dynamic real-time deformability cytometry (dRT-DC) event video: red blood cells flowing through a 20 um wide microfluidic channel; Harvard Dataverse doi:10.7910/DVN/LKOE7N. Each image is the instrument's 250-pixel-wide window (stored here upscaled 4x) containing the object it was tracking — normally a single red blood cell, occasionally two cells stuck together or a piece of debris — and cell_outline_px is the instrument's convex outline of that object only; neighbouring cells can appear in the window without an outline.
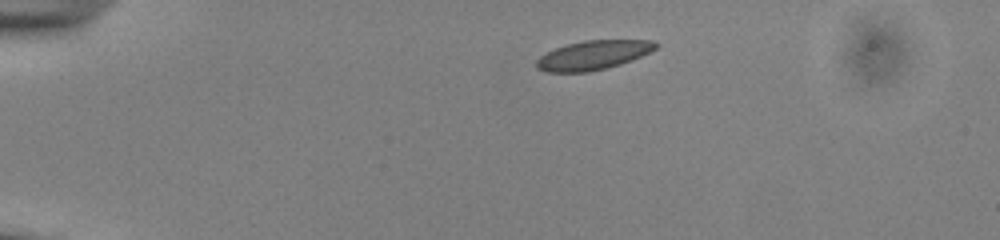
{"species": "common noctule bat (a hibernating species)", "species_latin": "Nyctalus noctula", "temperature_condition": "cold", "stored_images_in_passage": 43, "camera_frame_rate_fps": 3000, "um_per_image_px": 0.085, "animal": {"sex": "male", "body_mass_g": 13.0, "forearm_length_mm": 53.1}, "frame": {"image": 1, "passage_image": 1, "time_ms": 0.0, "image_size_px": [1000, 240], "cell_outline_px": [[660, 44], [656, 48], [632, 60], [620, 64], [588, 72], [548, 72], [536, 68], [536, 60], [540, 56], [556, 48], [568, 44], [584, 40], [652, 40]], "centroid_in_image_um": [50.41, 4.68], "position_along_channel_um": 34.6, "area_um2": 20.06}}
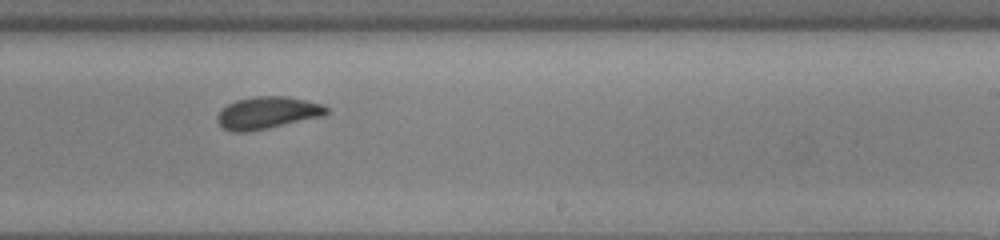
{"frame": {"image": 2, "passage_image": 24, "time_ms": 7.667, "image_size_px": [1000, 240], "cell_outline_px": [[328, 112], [324, 116], [268, 128], [248, 132], [232, 132], [224, 128], [216, 120], [216, 116], [228, 104], [236, 100], [256, 96], [288, 96], [320, 104], [328, 108]], "centroid_in_image_um": [22.72, 9.59], "position_along_channel_um": 266.3, "area_um2": 20.35}}
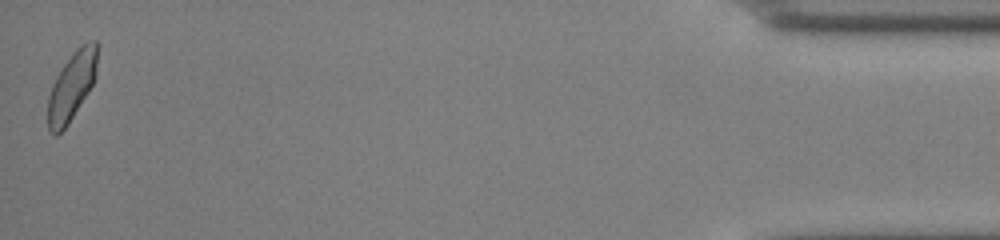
{"frame": {"image": 3, "passage_image": 43, "time_ms": 14.0, "image_size_px": [1000, 240], "cell_outline_px": [[100, 44], [96, 76], [88, 92], [68, 124], [56, 136], [52, 136], [48, 132], [48, 96], [52, 84], [56, 76], [64, 64], [76, 48], [80, 44], [92, 40], [96, 40]], "centroid_in_image_um": [6.12, 7.28], "position_along_channel_um": 429.1, "area_um2": 20.11}, "authors_computed_cell_mechanics": {"area_um2": 20.5768, "velocity_mm_per_s": 3.8639, "shape_relaxation_time_tau1_ms": 2.5928, "shape_relaxation_time_tau2_ms": 1.1529, "deformation_change_tau1": 0.0871, "deformation_change_tau2": 0.0533}}